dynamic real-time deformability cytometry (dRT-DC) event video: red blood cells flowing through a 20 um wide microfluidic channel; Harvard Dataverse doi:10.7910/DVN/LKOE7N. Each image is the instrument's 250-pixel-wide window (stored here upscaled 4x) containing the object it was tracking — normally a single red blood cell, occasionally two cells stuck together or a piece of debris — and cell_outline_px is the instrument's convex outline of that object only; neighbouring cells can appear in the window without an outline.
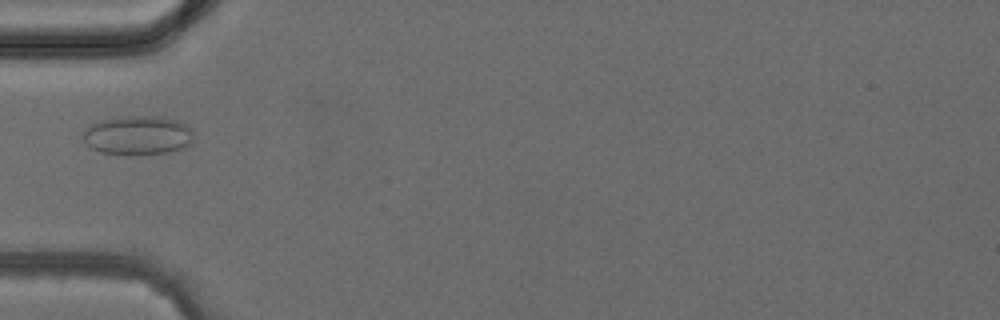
{"species": "common noctule bat (a hibernating species)", "species_latin": "Nyctalus noctula", "temperature_condition": "cold", "stored_images_in_passage": 5, "camera_frame_rate_fps": 3000, "um_per_image_px": 0.085, "animal": {"sex": "female", "body_mass_g": 24.6, "forearm_length_mm": 56.2}, "frame": {"image": 1, "passage_image": 5, "time_ms": 4.667, "image_size_px": [1000, 320], "cell_outline_px": [[192, 144], [184, 148], [168, 152], [100, 152], [92, 148], [84, 140], [84, 132], [92, 124], [100, 120], [124, 116], [156, 116], [176, 120], [192, 128]], "centroid_in_image_um": [11.76, 11.46], "position_along_channel_um": 73.2, "area_um2": 24.33}}